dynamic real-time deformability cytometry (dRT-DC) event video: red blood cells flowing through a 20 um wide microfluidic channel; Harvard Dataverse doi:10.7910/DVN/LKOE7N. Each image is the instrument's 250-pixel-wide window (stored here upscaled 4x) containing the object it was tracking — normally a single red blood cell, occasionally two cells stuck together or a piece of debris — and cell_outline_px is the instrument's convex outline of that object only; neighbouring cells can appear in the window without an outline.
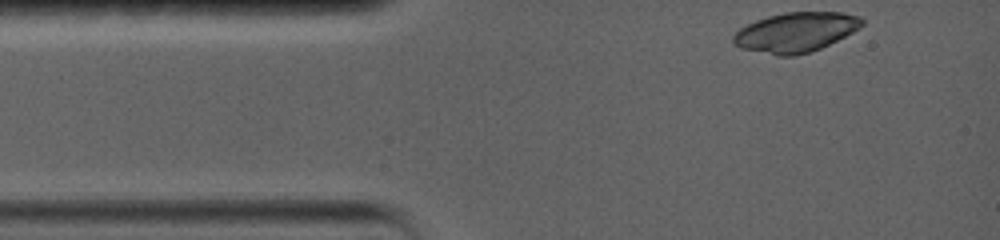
{"species": "common noctule bat (a hibernating species)", "species_latin": "Nyctalus noctula", "temperature_condition": "warm", "stored_images_in_passage": 5, "camera_frame_rate_fps": 5000, "um_per_image_px": 0.085, "animal": {"sex": "female", "body_mass_g": 19.0, "forearm_length_mm": 56.7}, "frame": {"image": 1, "passage_image": 1, "time_ms": 0.0, "image_size_px": [1000, 240], "cell_outline_px": [[864, 24], [860, 28], [812, 52], [796, 56], [776, 56], [740, 48], [732, 44], [732, 36], [740, 28], [756, 20], [768, 16], [784, 12], [840, 12], [860, 16], [864, 20]], "centroid_in_image_um": [67.61, 2.75], "position_along_channel_um": 17.4, "area_um2": 29.94}}